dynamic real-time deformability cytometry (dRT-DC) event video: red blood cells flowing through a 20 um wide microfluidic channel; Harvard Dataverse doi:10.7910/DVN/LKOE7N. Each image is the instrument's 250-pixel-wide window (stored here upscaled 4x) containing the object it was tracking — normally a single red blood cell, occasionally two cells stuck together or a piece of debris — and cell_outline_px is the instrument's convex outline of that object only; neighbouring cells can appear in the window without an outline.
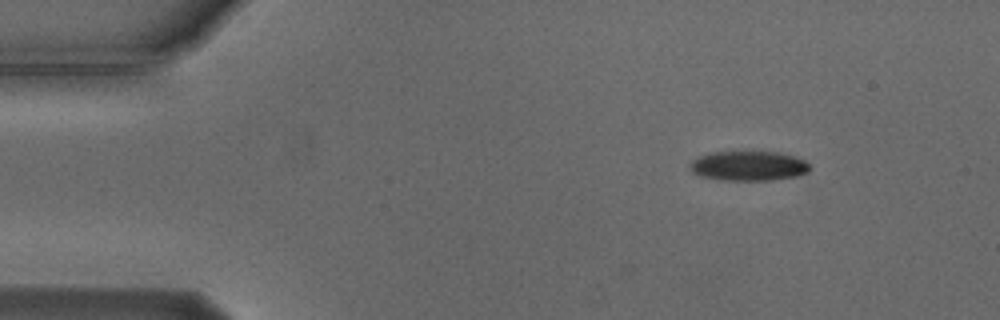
{"species": "Egyptian fruit bat (a non-hibernating species)", "species_latin": "Rousettus aegyptiacus", "temperature_condition": "cold", "stored_images_in_passage": 35, "camera_frame_rate_fps": 3000, "um_per_image_px": 0.085, "animal": {"sex": "male"}, "frame": {"image": 1, "passage_image": 1, "time_ms": 0.0, "image_size_px": [1000, 320], "cell_outline_px": [[808, 172], [796, 176], [772, 180], [728, 180], [700, 176], [692, 172], [688, 164], [696, 156], [708, 152], [744, 148], [780, 152], [804, 160], [808, 164]], "centroid_in_image_um": [63.55, 14.03], "position_along_channel_um": 21.5, "area_um2": 21.73}}
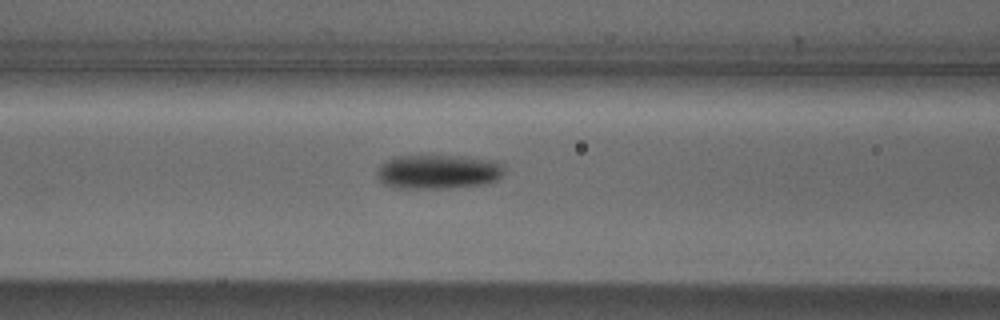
{"frame": {"image": 2, "passage_image": 16, "time_ms": 5.0, "image_size_px": [1000, 320], "cell_outline_px": [[504, 172], [496, 180], [484, 184], [444, 188], [396, 188], [380, 184], [376, 172], [376, 168], [380, 164], [396, 156], [460, 156], [496, 160], [504, 164]], "centroid_in_image_um": [37.21, 14.6], "position_along_channel_um": 129.4, "area_um2": 25.66}}
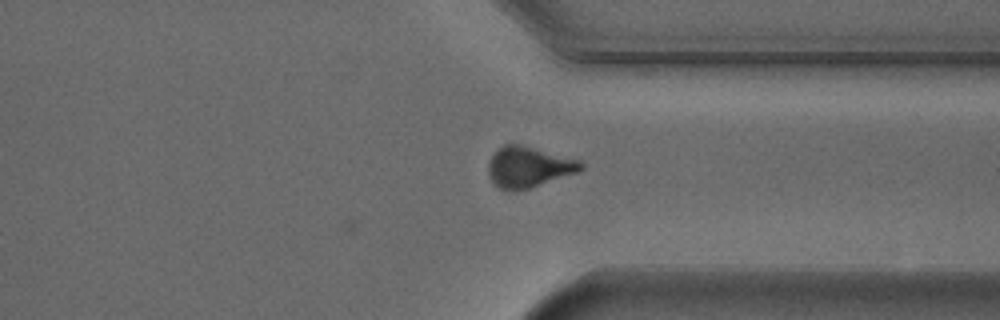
{"frame": {"image": 3, "passage_image": 35, "time_ms": 11.333, "image_size_px": [1000, 320], "cell_outline_px": [[584, 168], [576, 172], [528, 188], [512, 192], [500, 188], [492, 180], [488, 172], [488, 164], [492, 156], [504, 144], [520, 144], [580, 160], [584, 164]], "centroid_in_image_um": [44.92, 14.19], "position_along_channel_um": 366.5, "area_um2": 21.56}, "authors_computed_cell_mechanics": {"area_um2": 23.6402, "velocity_mm_per_s": 3.7558, "shape_relaxation_time_tau1_ms": 3.2219, "shape_relaxation_time_tau2_ms": null, "deformation_change_tau1": 0.1268, "deformation_change_tau2": null}}